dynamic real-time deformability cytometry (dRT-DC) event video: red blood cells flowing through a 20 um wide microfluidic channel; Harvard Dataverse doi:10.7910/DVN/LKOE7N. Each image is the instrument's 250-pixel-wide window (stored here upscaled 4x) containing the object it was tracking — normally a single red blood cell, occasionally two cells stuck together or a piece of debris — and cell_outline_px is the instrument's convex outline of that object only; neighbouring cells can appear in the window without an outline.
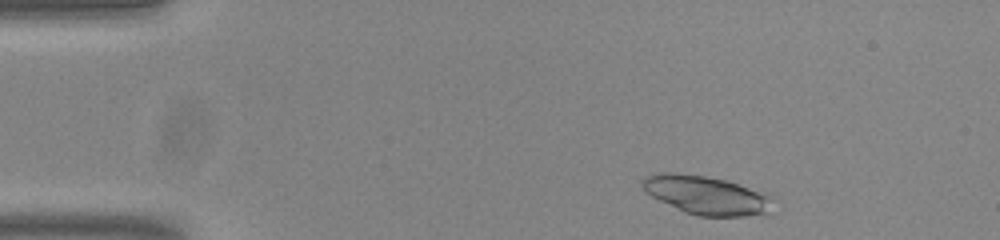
{"species": "common noctule bat (a hibernating species)", "species_latin": "Nyctalus noctula", "temperature_condition": "room temperature", "stored_images_in_passage": 48, "camera_frame_rate_fps": 3000, "um_per_image_px": 0.085, "animal": {"sex": "male", "body_mass_g": 20.0, "forearm_length_mm": 53.3}, "frame": {"image": 1, "passage_image": 3, "time_ms": 0.667, "image_size_px": [1000, 240], "cell_outline_px": [[772, 196], [764, 212], [744, 216], [700, 216], [684, 212], [644, 192], [640, 184], [640, 180], [644, 176], [656, 172], [676, 172], [704, 176], [728, 180]], "centroid_in_image_um": [59.89, 16.55], "position_along_channel_um": 25.1, "area_um2": 29.02}}